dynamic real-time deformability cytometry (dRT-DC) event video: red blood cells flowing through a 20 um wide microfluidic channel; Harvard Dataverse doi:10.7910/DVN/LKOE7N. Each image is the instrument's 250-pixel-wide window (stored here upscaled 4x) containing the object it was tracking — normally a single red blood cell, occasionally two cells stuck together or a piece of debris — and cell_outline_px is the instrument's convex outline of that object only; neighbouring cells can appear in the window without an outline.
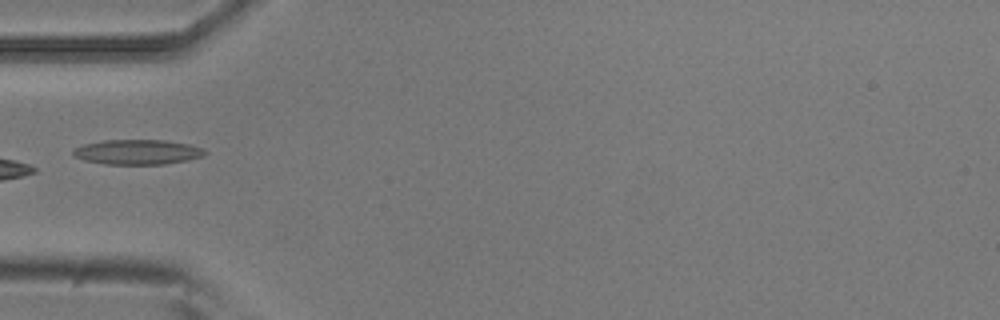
{"species": "common noctule bat (a hibernating species)", "species_latin": "Nyctalus noctula", "temperature_condition": "room temperature", "stored_images_in_passage": 3, "camera_frame_rate_fps": 3000, "um_per_image_px": 0.085, "animal": {"sex": "male", "body_mass_g": 20.5, "forearm_length_mm": 52.5}, "frame": {"image": 1, "passage_image": 3, "time_ms": 0.667, "image_size_px": [1000, 320], "cell_outline_px": [[208, 152], [204, 156], [188, 160], [164, 164], [104, 164], [84, 160], [72, 156], [72, 148], [84, 144], [104, 140], [164, 140], [188, 144], [204, 148]], "centroid_in_image_um": [11.67, 12.92], "position_along_channel_um": 73.3, "area_um2": 19.31}}